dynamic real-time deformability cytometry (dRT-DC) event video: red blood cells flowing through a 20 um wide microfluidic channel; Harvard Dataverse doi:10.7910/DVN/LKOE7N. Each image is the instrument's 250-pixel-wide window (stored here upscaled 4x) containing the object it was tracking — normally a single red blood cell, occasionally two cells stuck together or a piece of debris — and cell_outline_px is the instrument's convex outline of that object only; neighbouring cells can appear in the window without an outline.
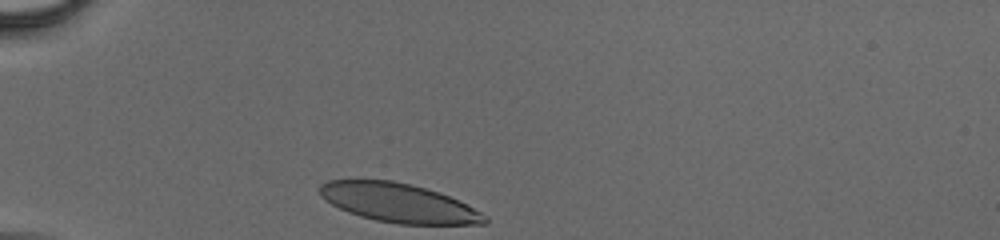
{"species": "human", "species_latin": "Homo sapiens", "temperature_condition": "cold", "stored_images_in_passage": 31, "camera_frame_rate_fps": 3000, "um_per_image_px": 0.085, "donor": {"sex": "male"}, "frame": {"image": 1, "passage_image": 1, "time_ms": 0.0, "image_size_px": [1000, 240], "cell_outline_px": [[488, 224], [396, 224], [376, 220], [360, 216], [348, 212], [324, 200], [320, 196], [320, 184], [328, 180], [392, 180], [412, 184], [448, 196], [488, 216]], "centroid_in_image_um": [33.85, 17.25], "position_along_channel_um": 51.2, "area_um2": 37.17}}
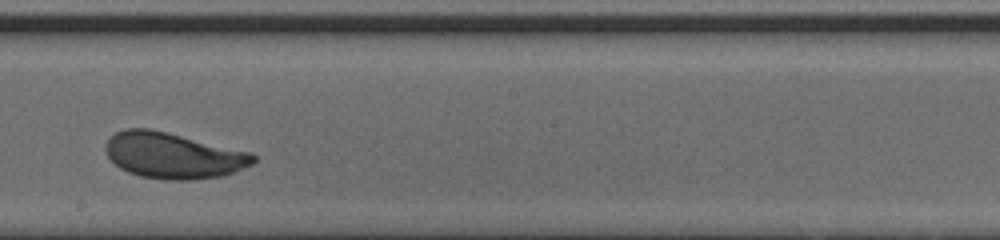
{"frame": {"image": 2, "passage_image": 18, "time_ms": 5.667, "image_size_px": [1000, 240], "cell_outline_px": [[256, 160], [252, 164], [224, 176], [188, 180], [168, 180], [140, 176], [128, 172], [120, 168], [108, 156], [104, 148], [104, 144], [116, 132], [124, 128], [152, 128], [248, 152], [256, 156]], "centroid_in_image_um": [14.69, 13.21], "position_along_channel_um": 233.5, "area_um2": 39.36}}
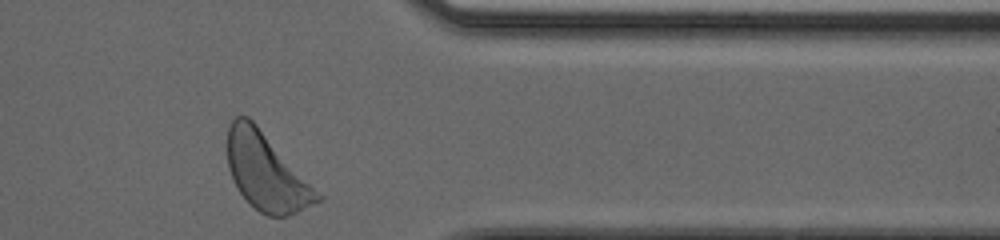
{"frame": {"image": 3, "passage_image": 31, "time_ms": 10.0, "image_size_px": [1000, 240], "cell_outline_px": [[324, 200], [288, 216], [268, 216], [260, 212], [240, 192], [228, 168], [228, 128], [232, 120], [236, 116], [248, 116], [256, 124], [324, 196]], "centroid_in_image_um": [22.68, 14.63], "position_along_channel_um": 388.7, "area_um2": 39.88}}